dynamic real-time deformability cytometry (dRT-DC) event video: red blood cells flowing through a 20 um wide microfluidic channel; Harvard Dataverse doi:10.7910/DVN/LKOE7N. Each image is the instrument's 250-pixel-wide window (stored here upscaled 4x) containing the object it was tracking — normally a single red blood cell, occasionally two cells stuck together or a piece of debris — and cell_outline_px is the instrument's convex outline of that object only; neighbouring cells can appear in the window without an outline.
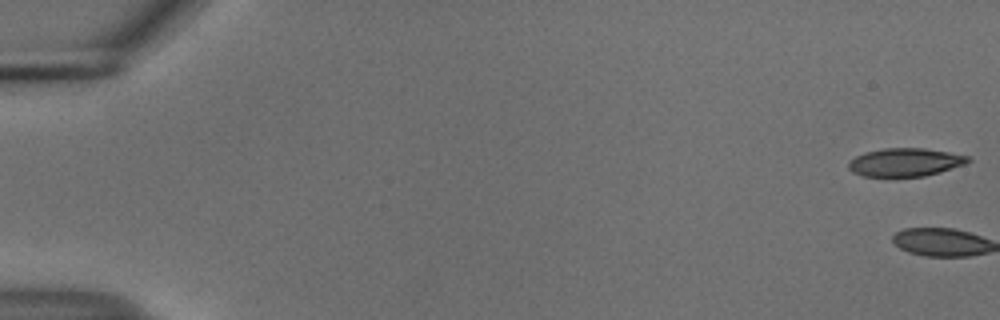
{"species": "common noctule bat (a hibernating species)", "species_latin": "Nyctalus noctula", "temperature_condition": "cold", "stored_images_in_passage": 2, "camera_frame_rate_fps": 3000, "um_per_image_px": 0.085, "animal": {"sex": "male", "body_mass_g": 18.8}, "frame": {"image": 1, "passage_image": 1, "time_ms": 0.0, "image_size_px": [1000, 320], "cell_outline_px": [[972, 160], [964, 164], [940, 172], [924, 176], [864, 176], [852, 172], [848, 168], [848, 164], [856, 156], [864, 152], [884, 148], [924, 148], [948, 152], [968, 156]], "centroid_in_image_um": [76.94, 13.78], "position_along_channel_um": 8.1, "area_um2": 19.48}}